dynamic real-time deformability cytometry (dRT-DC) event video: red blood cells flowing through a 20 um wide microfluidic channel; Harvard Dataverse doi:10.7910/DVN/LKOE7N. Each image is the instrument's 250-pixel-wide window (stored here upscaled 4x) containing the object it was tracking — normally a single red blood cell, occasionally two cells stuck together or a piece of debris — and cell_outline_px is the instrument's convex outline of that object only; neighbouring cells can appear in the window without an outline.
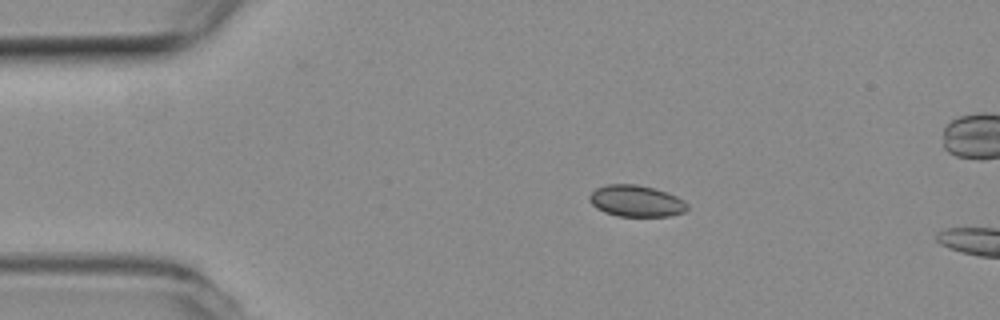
{"species": "common noctule bat (a hibernating species)", "species_latin": "Nyctalus noctula", "temperature_condition": "room temperature", "stored_images_in_passage": 2, "camera_frame_rate_fps": 3000, "um_per_image_px": 0.085, "animal": {"sex": "female", "body_mass_g": 19.3, "forearm_length_mm": 54.1}, "frame": {"image": 1, "passage_image": 1, "time_ms": 0.0, "image_size_px": [1000, 320], "cell_outline_px": [[688, 208], [684, 212], [672, 216], [616, 216], [604, 212], [596, 208], [588, 200], [588, 196], [596, 188], [608, 184], [636, 184], [656, 188], [668, 192], [684, 200], [688, 204]], "centroid_in_image_um": [54.08, 17.08], "position_along_channel_um": 30.9, "area_um2": 18.21}}